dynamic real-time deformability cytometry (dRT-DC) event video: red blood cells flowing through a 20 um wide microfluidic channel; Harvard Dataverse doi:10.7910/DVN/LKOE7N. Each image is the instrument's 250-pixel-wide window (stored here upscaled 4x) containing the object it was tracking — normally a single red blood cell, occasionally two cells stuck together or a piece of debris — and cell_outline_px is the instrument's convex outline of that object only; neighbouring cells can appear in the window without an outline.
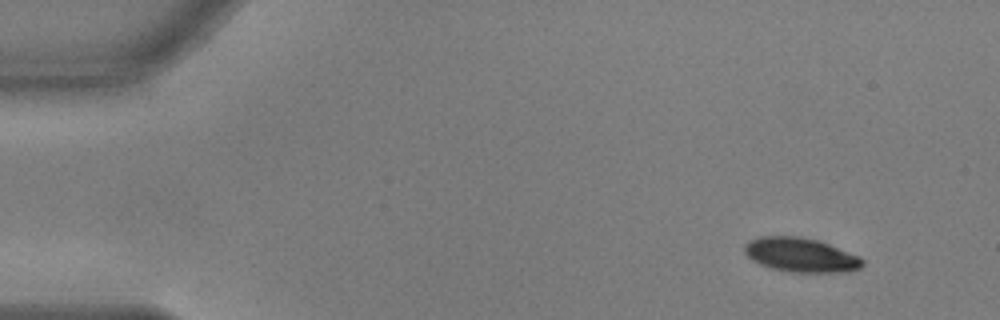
{"species": "common noctule bat (a hibernating species)", "species_latin": "Nyctalus noctula", "temperature_condition": "warm", "stored_images_in_passage": 51, "camera_frame_rate_fps": 3000, "um_per_image_px": 0.085, "animal": {"sex": "male", "body_mass_g": 17.9, "forearm_length_mm": 54.2}, "frame": {"image": 1, "passage_image": 1, "time_ms": 0.0, "image_size_px": [1000, 320], "cell_outline_px": [[864, 264], [860, 268], [848, 272], [792, 272], [772, 268], [760, 264], [752, 260], [744, 252], [744, 244], [748, 240], [760, 236], [800, 236], [816, 240], [828, 244], [860, 256], [864, 260]], "centroid_in_image_um": [68.06, 21.67], "position_along_channel_um": 16.9, "area_um2": 23.58}}
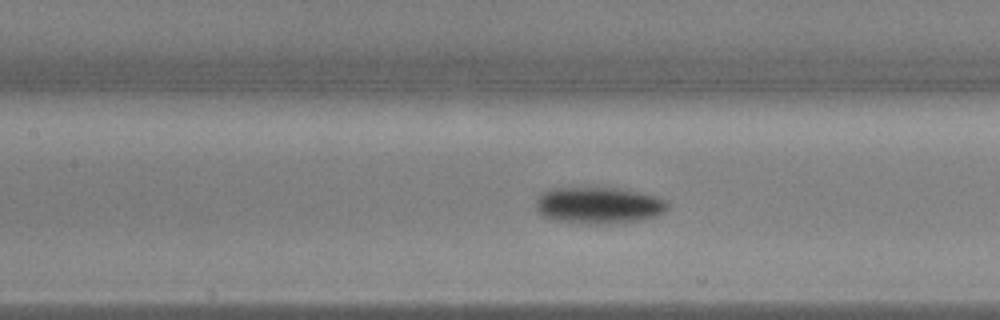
{"frame": {"image": 2, "passage_image": 21, "time_ms": 6.667, "image_size_px": [1000, 320], "cell_outline_px": [[668, 208], [664, 212], [656, 216], [644, 220], [608, 224], [588, 224], [552, 220], [544, 216], [536, 208], [536, 200], [540, 192], [552, 188], [620, 188], [644, 192], [656, 196], [664, 200], [668, 204]], "centroid_in_image_um": [50.9, 17.45], "position_along_channel_um": 156.5, "area_um2": 28.5}}
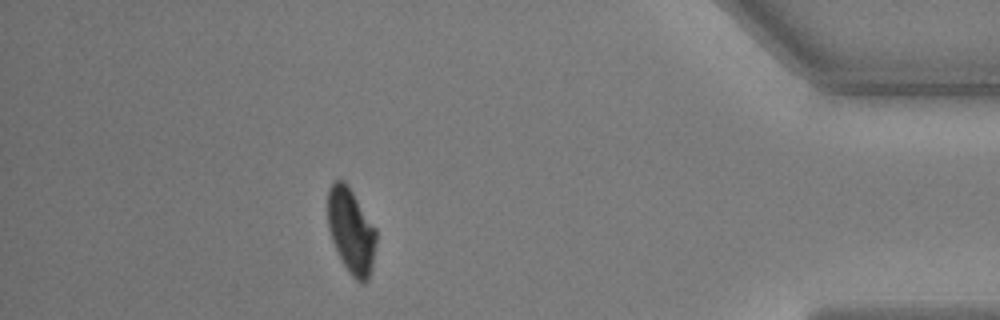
{"frame": {"image": 3, "passage_image": 45, "time_ms": 14.667, "image_size_px": [1000, 320], "cell_outline_px": [[376, 240], [372, 268], [368, 280], [364, 284], [360, 284], [348, 272], [332, 240], [328, 228], [328, 188], [332, 180], [344, 180], [348, 184], [376, 228]], "centroid_in_image_um": [29.85, 19.61], "position_along_channel_um": 405.4, "area_um2": 24.22}, "authors_computed_cell_mechanics": {"area_um2": 25.721, "velocity_mm_per_s": 3.6605, "shape_relaxation_time_tau1_ms": 2.6798, "shape_relaxation_time_tau2_ms": 6.674, "deformation_change_tau1": 0.1179, "deformation_change_tau2": 0.0922}}